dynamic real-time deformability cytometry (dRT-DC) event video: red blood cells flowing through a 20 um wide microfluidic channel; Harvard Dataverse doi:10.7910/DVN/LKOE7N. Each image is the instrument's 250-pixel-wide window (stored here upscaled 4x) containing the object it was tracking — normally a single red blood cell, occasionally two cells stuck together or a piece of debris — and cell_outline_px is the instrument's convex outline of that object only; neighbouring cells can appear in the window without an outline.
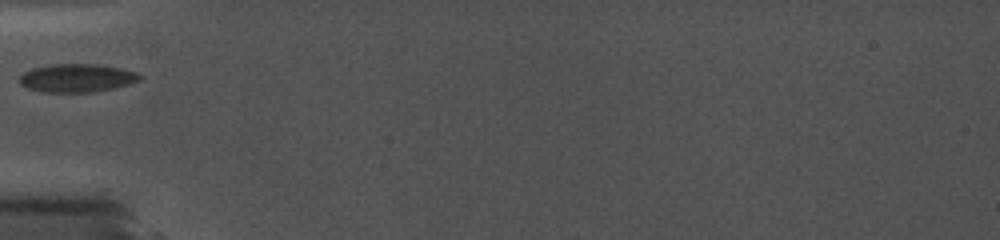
{"species": "common noctule bat (a hibernating species)", "species_latin": "Nyctalus noctula", "temperature_condition": "cold", "stored_images_in_passage": 25, "camera_frame_rate_fps": 5000, "um_per_image_px": 0.085, "animal": {"sex": "female", "body_mass_g": 19.0, "forearm_length_mm": 56.7}, "frame": {"image": 1, "passage_image": 1, "time_ms": 0.0, "image_size_px": [1000, 240], "cell_outline_px": [[144, 76], [140, 80], [128, 84], [112, 88], [92, 92], [40, 92], [28, 88], [20, 84], [20, 76], [24, 72], [32, 68], [52, 64], [96, 64], [120, 68], [136, 72]], "centroid_in_image_um": [6.53, 6.63], "position_along_channel_um": 78.5, "area_um2": 19.77}}
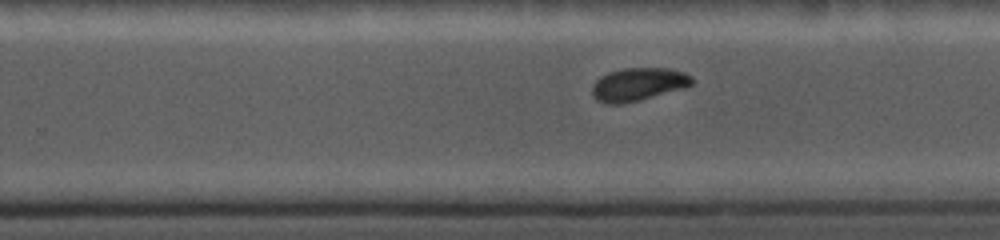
{"frame": {"image": 2, "passage_image": 14, "time_ms": 5.2, "image_size_px": [1000, 240], "cell_outline_px": [[692, 84], [688, 88], [624, 104], [604, 104], [596, 100], [592, 96], [592, 84], [600, 76], [608, 72], [624, 68], [668, 68], [684, 72], [692, 76]], "centroid_in_image_um": [54.24, 7.18], "position_along_channel_um": 275.6, "area_um2": 19.65}}
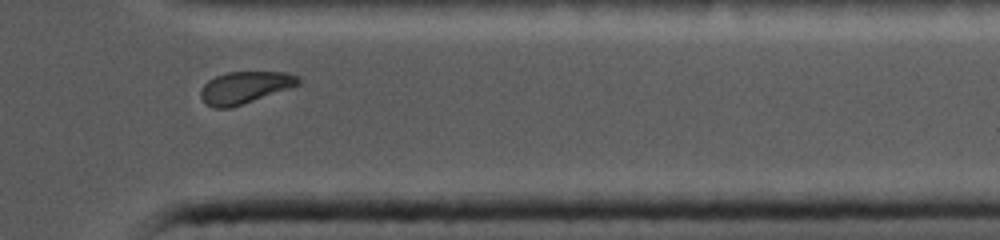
{"frame": {"image": 3, "passage_image": 23, "time_ms": 8.2, "image_size_px": [1000, 240], "cell_outline_px": [[300, 84], [292, 88], [232, 108], [212, 108], [200, 96], [200, 88], [208, 80], [216, 76], [228, 72], [288, 72], [300, 76]], "centroid_in_image_um": [20.85, 7.44], "position_along_channel_um": 390.6, "area_um2": 18.5}, "authors_computed_cell_mechanics": {"area_um2": 19.4208, "velocity_mm_per_s": 3.7878, "shape_relaxation_time_tau1_ms": 4.1792, "shape_relaxation_time_tau2_ms": null, "deformation_change_tau1": 0.0942, "deformation_change_tau2": null}}